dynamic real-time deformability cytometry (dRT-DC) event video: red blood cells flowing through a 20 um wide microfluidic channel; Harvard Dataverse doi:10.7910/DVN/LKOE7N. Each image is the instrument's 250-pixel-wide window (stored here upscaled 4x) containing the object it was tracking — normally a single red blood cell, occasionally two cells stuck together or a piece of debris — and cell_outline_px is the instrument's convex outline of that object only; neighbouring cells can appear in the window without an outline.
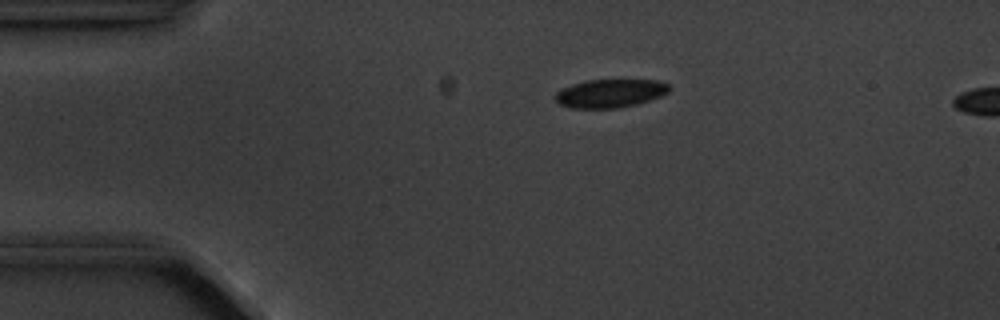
{"species": "common noctule bat (a hibernating species)", "species_latin": "Nyctalus noctula", "temperature_condition": "cold", "stored_images_in_passage": 6, "camera_frame_rate_fps": 3000, "um_per_image_px": 0.085, "animal": {"sex": "male", "body_mass_g": 20.1, "forearm_length_mm": 53.5}, "frame": {"image": 1, "passage_image": 3, "time_ms": 2.333, "image_size_px": [1000, 320], "cell_outline_px": [[672, 88], [668, 92], [660, 96], [636, 104], [616, 108], [568, 108], [560, 104], [552, 96], [560, 88], [584, 80], [660, 80], [668, 84]], "centroid_in_image_um": [51.82, 7.92], "position_along_channel_um": 33.2, "area_um2": 19.02}}